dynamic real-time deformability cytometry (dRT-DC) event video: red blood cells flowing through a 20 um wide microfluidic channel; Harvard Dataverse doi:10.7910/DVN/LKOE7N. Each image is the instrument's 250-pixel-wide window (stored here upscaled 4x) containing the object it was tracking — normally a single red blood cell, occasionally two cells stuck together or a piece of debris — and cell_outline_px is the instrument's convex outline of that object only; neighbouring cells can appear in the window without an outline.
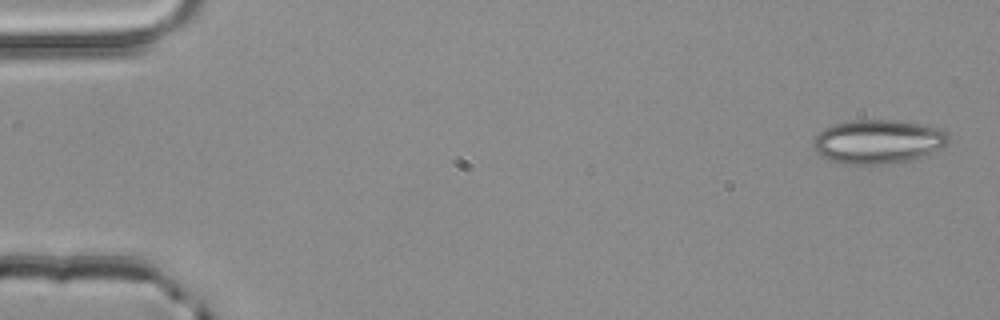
{"species": "common noctule bat (a hibernating species)", "species_latin": "Nyctalus noctula", "temperature_condition": "room temperature", "stored_images_in_passage": 4, "camera_frame_rate_fps": 3000, "um_per_image_px": 0.085, "animal": {"sex": "male", "body_mass_g": 20.4}, "frame": {"image": 1, "passage_image": 1, "time_ms": 0.0, "image_size_px": [1000, 320], "cell_outline_px": [[948, 144], [928, 156], [908, 160], [884, 164], [844, 164], [828, 160], [816, 152], [812, 144], [812, 140], [824, 128], [832, 124], [852, 120], [896, 120], [924, 124], [944, 128], [948, 136]], "centroid_in_image_um": [74.66, 12.03], "position_along_channel_um": 10.3, "area_um2": 35.14}}